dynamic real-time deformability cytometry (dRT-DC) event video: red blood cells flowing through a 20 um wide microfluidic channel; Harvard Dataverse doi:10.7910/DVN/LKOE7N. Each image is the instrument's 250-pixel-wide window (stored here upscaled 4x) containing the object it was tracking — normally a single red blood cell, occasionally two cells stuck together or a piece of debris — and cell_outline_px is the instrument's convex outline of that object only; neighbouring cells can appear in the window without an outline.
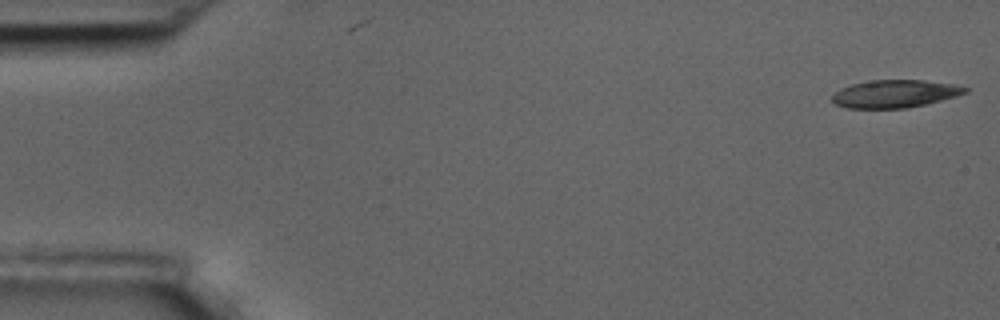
{"species": "common noctule bat (a hibernating species)", "species_latin": "Nyctalus noctula", "temperature_condition": "room temperature", "stored_images_in_passage": 54, "camera_frame_rate_fps": 3000, "um_per_image_px": 0.085, "animal": {"sex": "male", "body_mass_g": 17.5, "forearm_length_mm": 52.3}, "frame": {"image": 1, "passage_image": 1, "time_ms": 0.0, "image_size_px": [1000, 320], "cell_outline_px": [[968, 92], [956, 96], [908, 108], [848, 108], [836, 104], [832, 100], [832, 96], [840, 88], [852, 84], [872, 80], [924, 80], [952, 84], [968, 88]], "centroid_in_image_um": [76.05, 7.97], "position_along_channel_um": 8.9, "area_um2": 21.27}}
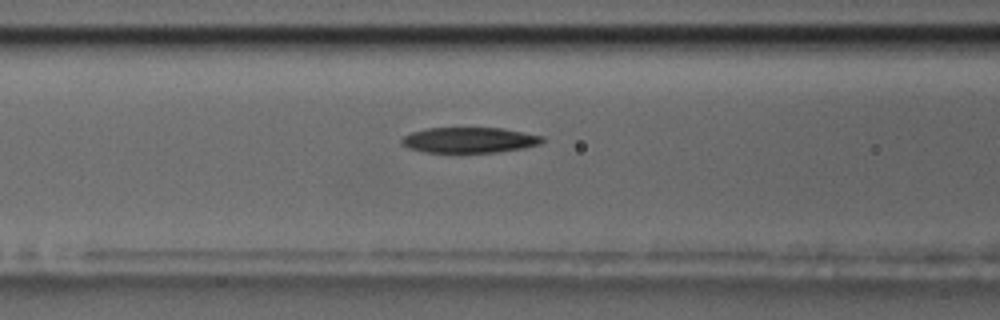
{"frame": {"image": 2, "passage_image": 22, "time_ms": 7.0, "image_size_px": [1000, 320], "cell_outline_px": [[544, 140], [540, 144], [520, 148], [496, 152], [424, 152], [408, 148], [400, 144], [400, 140], [404, 136], [412, 132], [428, 128], [504, 128], [544, 136]], "centroid_in_image_um": [39.87, 11.9], "position_along_channel_um": 126.7, "area_um2": 20.87}}
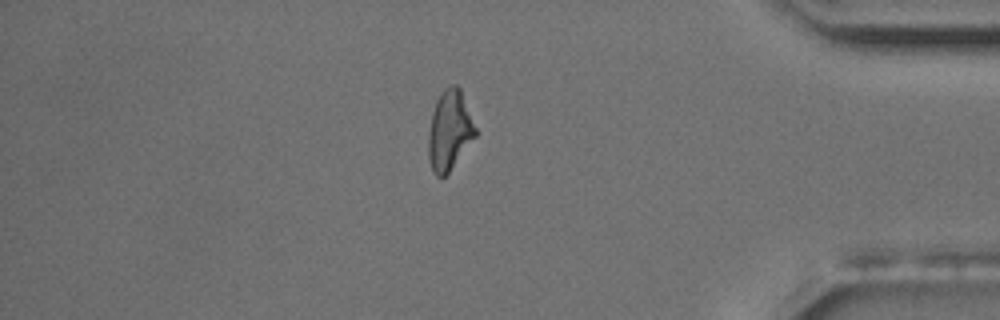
{"frame": {"image": 3, "passage_image": 47, "time_ms": 15.333, "image_size_px": [1000, 320], "cell_outline_px": [[476, 136], [448, 172], [444, 176], [436, 176], [432, 172], [428, 160], [428, 132], [432, 112], [436, 100], [444, 88], [452, 84], [456, 84], [460, 88], [476, 128]], "centroid_in_image_um": [38.18, 11.08], "position_along_channel_um": 397.0, "area_um2": 21.79}}